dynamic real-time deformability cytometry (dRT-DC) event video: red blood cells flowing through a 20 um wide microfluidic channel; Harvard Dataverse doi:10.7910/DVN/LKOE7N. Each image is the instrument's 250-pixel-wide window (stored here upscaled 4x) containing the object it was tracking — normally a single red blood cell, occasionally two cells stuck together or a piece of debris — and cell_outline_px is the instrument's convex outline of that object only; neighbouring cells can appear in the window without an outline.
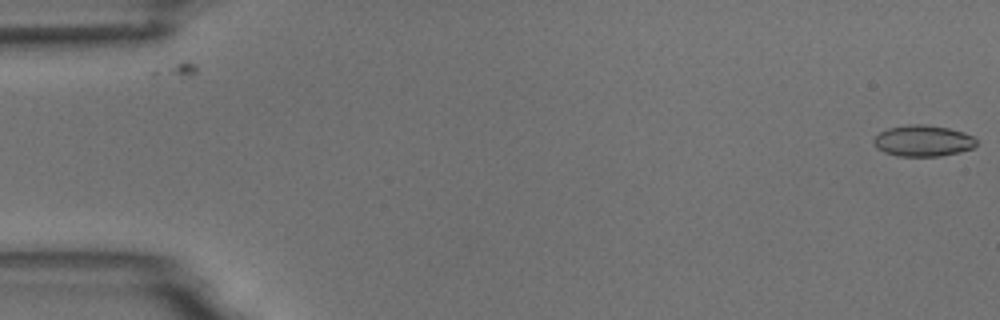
{"species": "common noctule bat (a hibernating species)", "species_latin": "Nyctalus noctula", "temperature_condition": "room temperature", "stored_images_in_passage": 5, "camera_frame_rate_fps": 3000, "um_per_image_px": 0.085, "animal": {"sex": "male", "body_mass_g": 18.8}, "frame": {"image": 1, "passage_image": 1, "time_ms": 0.0, "image_size_px": [1000, 320], "cell_outline_px": [[976, 144], [972, 148], [960, 152], [940, 156], [896, 156], [884, 152], [876, 148], [872, 140], [880, 132], [888, 128], [908, 124], [924, 124], [948, 128], [964, 132], [972, 136], [976, 140]], "centroid_in_image_um": [78.43, 11.97], "position_along_channel_um": 6.6, "area_um2": 18.73}}
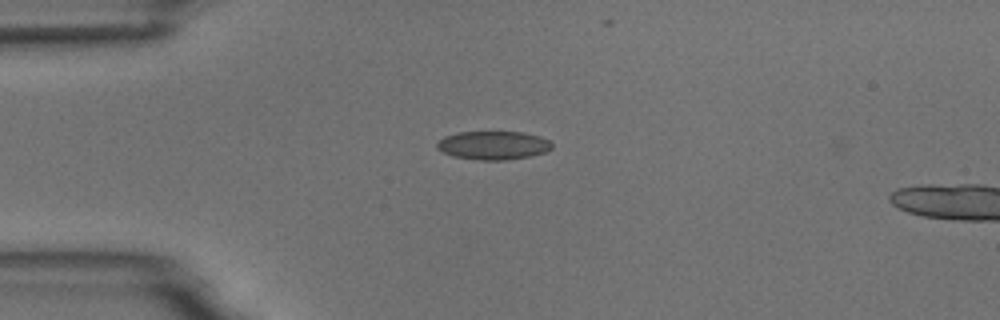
{"frame": {"image": 2, "passage_image": 4, "time_ms": 4.333, "image_size_px": [1000, 320], "cell_outline_px": [[552, 148], [544, 152], [528, 156], [504, 160], [480, 160], [452, 156], [436, 148], [436, 144], [444, 136], [460, 132], [524, 132], [540, 136], [548, 140], [552, 144]], "centroid_in_image_um": [41.91, 12.35], "position_along_channel_um": 43.1, "area_um2": 18.96}}